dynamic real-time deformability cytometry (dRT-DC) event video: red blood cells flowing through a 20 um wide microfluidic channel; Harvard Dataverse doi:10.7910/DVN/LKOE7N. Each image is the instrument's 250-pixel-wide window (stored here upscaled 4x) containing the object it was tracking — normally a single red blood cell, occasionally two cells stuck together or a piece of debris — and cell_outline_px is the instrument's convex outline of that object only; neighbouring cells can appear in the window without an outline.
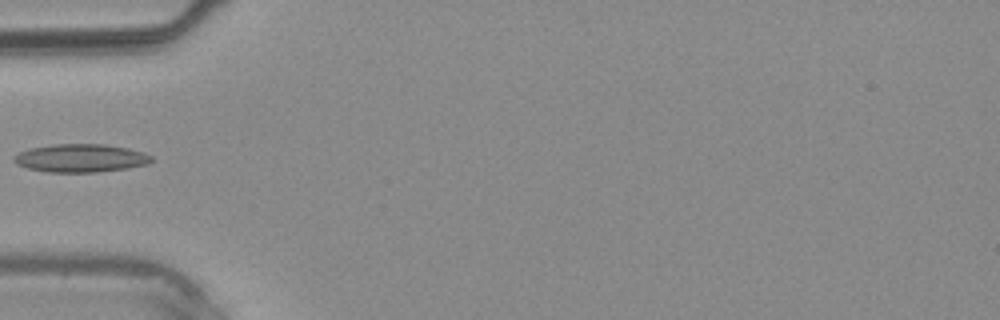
{"species": "common noctule bat (a hibernating species)", "species_latin": "Nyctalus noctula", "temperature_condition": "warm", "stored_images_in_passage": 4, "camera_frame_rate_fps": 3000, "um_per_image_px": 0.085, "animal": {"sex": "male", "body_mass_g": 20.4}, "frame": {"image": 1, "passage_image": 4, "time_ms": 3.667, "image_size_px": [1000, 320], "cell_outline_px": [[152, 160], [148, 164], [128, 168], [96, 172], [48, 172], [28, 168], [16, 164], [12, 160], [12, 156], [20, 152], [32, 148], [52, 144], [104, 144], [128, 148], [144, 152], [152, 156]], "centroid_in_image_um": [6.86, 13.44], "position_along_channel_um": 78.1, "area_um2": 22.6}}